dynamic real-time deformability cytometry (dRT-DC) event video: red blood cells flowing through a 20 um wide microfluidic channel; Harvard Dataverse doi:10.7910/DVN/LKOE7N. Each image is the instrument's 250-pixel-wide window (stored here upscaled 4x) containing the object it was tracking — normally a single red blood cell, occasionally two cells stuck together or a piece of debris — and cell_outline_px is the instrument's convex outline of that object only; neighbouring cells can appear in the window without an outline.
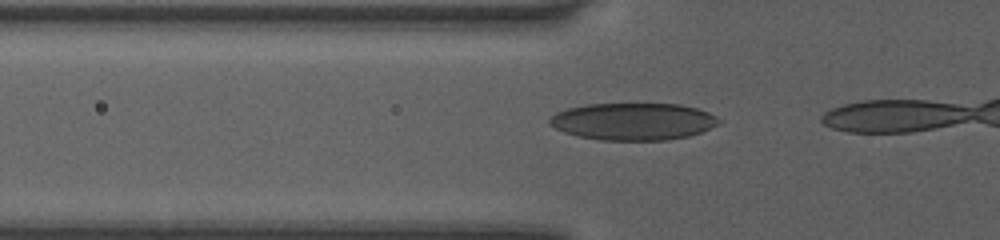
{"species": "human", "species_latin": "Homo sapiens", "temperature_condition": "room temperature", "stored_images_in_passage": 14, "camera_frame_rate_fps": 3000, "um_per_image_px": 0.085, "donor": {"sex": "female"}, "frame": {"image": 1, "passage_image": 12, "time_ms": 3.667, "image_size_px": [1000, 240], "cell_outline_px": [[720, 124], [700, 132], [688, 136], [668, 140], [600, 140], [580, 136], [564, 132], [548, 124], [548, 120], [556, 112], [568, 108], [584, 104], [680, 104], [696, 108], [708, 112], [716, 116], [720, 120]], "centroid_in_image_um": [53.82, 10.32], "position_along_channel_um": 72.0, "area_um2": 36.65}}